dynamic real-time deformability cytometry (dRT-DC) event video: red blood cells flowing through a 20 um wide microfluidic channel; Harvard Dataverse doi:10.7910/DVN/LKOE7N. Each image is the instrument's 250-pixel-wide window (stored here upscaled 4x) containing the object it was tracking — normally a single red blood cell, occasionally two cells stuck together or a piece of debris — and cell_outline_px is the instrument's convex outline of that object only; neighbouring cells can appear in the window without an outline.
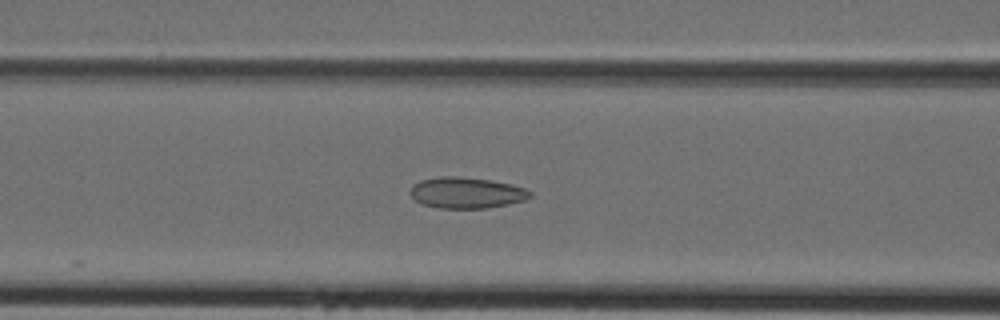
{"species": "Egyptian fruit bat (a non-hibernating species)", "species_latin": "Rousettus aegyptiacus", "temperature_condition": "cold", "stored_images_in_passage": 19, "camera_frame_rate_fps": 3000, "um_per_image_px": 0.085, "animal": {"sex": "female"}, "frame": {"image": 1, "passage_image": 6, "time_ms": 1.667, "image_size_px": [1000, 320], "cell_outline_px": [[532, 196], [524, 200], [508, 204], [484, 208], [440, 208], [420, 204], [412, 196], [412, 184], [420, 180], [440, 176], [456, 176], [488, 180], [512, 184], [524, 188], [532, 192]], "centroid_in_image_um": [39.65, 16.38], "position_along_channel_um": 127.0, "area_um2": 21.56}}
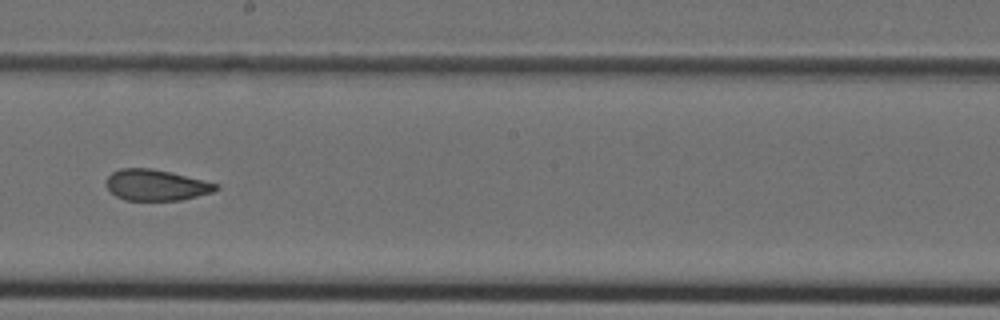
{"frame": {"image": 2, "passage_image": 13, "time_ms": 4.0, "image_size_px": [1000, 320], "cell_outline_px": [[220, 188], [212, 192], [180, 200], [124, 200], [116, 196], [104, 184], [108, 176], [112, 172], [120, 168], [152, 168], [172, 172], [216, 184]], "centroid_in_image_um": [13.22, 15.72], "position_along_channel_um": 235.0, "area_um2": 19.71}}
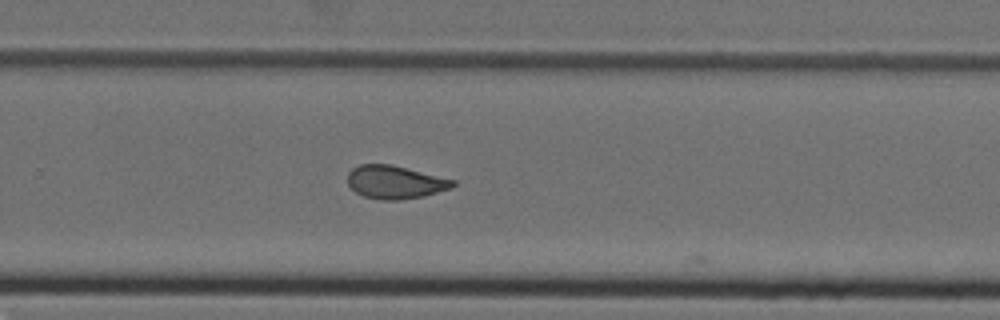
{"frame": {"image": 3, "passage_image": 17, "time_ms": 5.333, "image_size_px": [1000, 320], "cell_outline_px": [[456, 184], [452, 188], [424, 196], [400, 200], [380, 200], [364, 196], [356, 192], [348, 184], [348, 172], [352, 168], [360, 164], [392, 164], [456, 180]], "centroid_in_image_um": [33.6, 15.48], "position_along_channel_um": 296.2, "area_um2": 20.46}}